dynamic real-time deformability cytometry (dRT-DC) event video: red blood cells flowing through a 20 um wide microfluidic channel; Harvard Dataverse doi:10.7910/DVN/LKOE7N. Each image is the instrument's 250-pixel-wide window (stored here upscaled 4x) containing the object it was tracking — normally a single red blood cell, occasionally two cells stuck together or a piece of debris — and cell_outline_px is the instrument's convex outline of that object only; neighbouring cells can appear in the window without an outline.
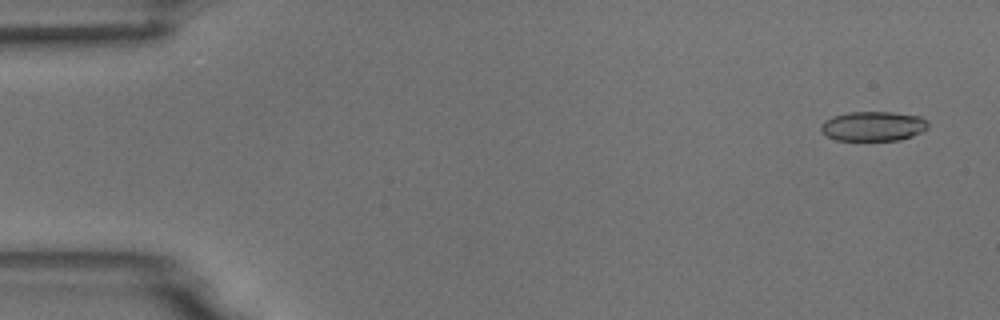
{"species": "common noctule bat (a hibernating species)", "species_latin": "Nyctalus noctula", "temperature_condition": "room temperature", "stored_images_in_passage": 4, "camera_frame_rate_fps": 3000, "um_per_image_px": 0.085, "animal": {"sex": "male", "body_mass_g": 18.8}, "frame": {"image": 1, "passage_image": 1, "time_ms": 0.0, "image_size_px": [1000, 320], "cell_outline_px": [[928, 128], [912, 136], [900, 140], [836, 140], [828, 136], [820, 128], [820, 124], [824, 120], [832, 116], [848, 112], [892, 112], [920, 116], [928, 124]], "centroid_in_image_um": [74.2, 10.72], "position_along_channel_um": 10.8, "area_um2": 18.44}}